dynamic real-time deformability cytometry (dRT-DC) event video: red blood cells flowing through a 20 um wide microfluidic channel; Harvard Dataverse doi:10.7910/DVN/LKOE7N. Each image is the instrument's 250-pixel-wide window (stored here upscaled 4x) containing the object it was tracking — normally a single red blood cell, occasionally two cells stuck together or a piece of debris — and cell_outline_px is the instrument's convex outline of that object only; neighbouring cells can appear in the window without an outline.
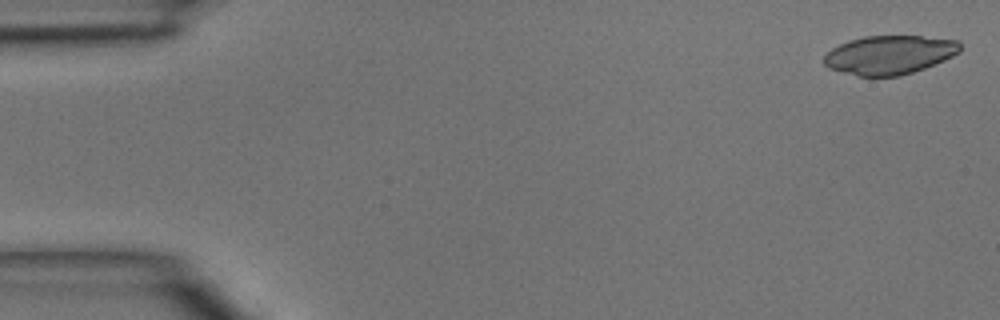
{"species": "common noctule bat (a hibernating species)", "species_latin": "Nyctalus noctula", "temperature_condition": "room temperature", "stored_images_in_passage": 7, "camera_frame_rate_fps": 3000, "um_per_image_px": 0.085, "animal": {"sex": "male", "body_mass_g": 15.6}, "frame": {"image": 1, "passage_image": 1, "time_ms": 0.0, "image_size_px": [1000, 320], "cell_outline_px": [[960, 52], [944, 60], [924, 68], [900, 76], [856, 76], [828, 68], [824, 64], [824, 56], [832, 48], [848, 40], [864, 36], [920, 36], [960, 40]], "centroid_in_image_um": [75.59, 4.66], "position_along_channel_um": 9.4, "area_um2": 30.81}}